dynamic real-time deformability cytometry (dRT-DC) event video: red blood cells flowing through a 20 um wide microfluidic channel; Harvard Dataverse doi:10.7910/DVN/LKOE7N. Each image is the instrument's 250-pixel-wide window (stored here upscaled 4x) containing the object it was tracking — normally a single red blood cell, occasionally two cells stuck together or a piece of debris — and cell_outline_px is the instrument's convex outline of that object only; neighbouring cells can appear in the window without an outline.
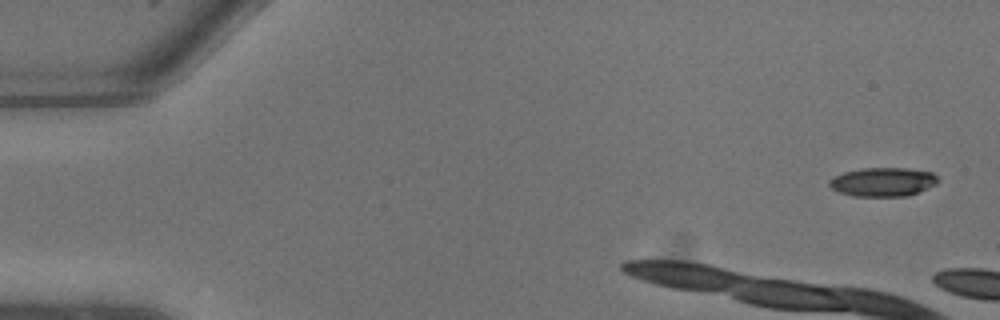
{"species": "common noctule bat (a hibernating species)", "species_latin": "Nyctalus noctula", "temperature_condition": "warm", "stored_images_in_passage": 3, "camera_frame_rate_fps": 3000, "um_per_image_px": 0.085, "animal": {"sex": "male", "body_mass_g": 13.3}, "frame": {"image": 1, "passage_image": 1, "time_ms": 0.0, "image_size_px": [1000, 320], "cell_outline_px": [[940, 180], [936, 184], [928, 188], [908, 196], [852, 196], [840, 192], [832, 188], [828, 184], [828, 180], [832, 176], [844, 172], [864, 168], [908, 168], [932, 172]], "centroid_in_image_um": [75.04, 15.46], "position_along_channel_um": 10.0, "area_um2": 18.38}}